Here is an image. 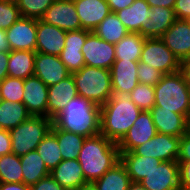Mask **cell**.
<instances>
[{"instance_id":"obj_1","label":"cell","mask_w":190,"mask_h":190,"mask_svg":"<svg viewBox=\"0 0 190 190\" xmlns=\"http://www.w3.org/2000/svg\"><path fill=\"white\" fill-rule=\"evenodd\" d=\"M141 111L130 99V93H112L109 100L100 106V133L118 144Z\"/></svg>"},{"instance_id":"obj_2","label":"cell","mask_w":190,"mask_h":190,"mask_svg":"<svg viewBox=\"0 0 190 190\" xmlns=\"http://www.w3.org/2000/svg\"><path fill=\"white\" fill-rule=\"evenodd\" d=\"M77 160L86 182L93 183L120 161L118 144L101 133L86 137Z\"/></svg>"},{"instance_id":"obj_3","label":"cell","mask_w":190,"mask_h":190,"mask_svg":"<svg viewBox=\"0 0 190 190\" xmlns=\"http://www.w3.org/2000/svg\"><path fill=\"white\" fill-rule=\"evenodd\" d=\"M53 125L84 137L100 133V106L77 95L53 119Z\"/></svg>"},{"instance_id":"obj_4","label":"cell","mask_w":190,"mask_h":190,"mask_svg":"<svg viewBox=\"0 0 190 190\" xmlns=\"http://www.w3.org/2000/svg\"><path fill=\"white\" fill-rule=\"evenodd\" d=\"M155 105L185 115L190 120L189 85L181 71L165 74L154 86Z\"/></svg>"},{"instance_id":"obj_5","label":"cell","mask_w":190,"mask_h":190,"mask_svg":"<svg viewBox=\"0 0 190 190\" xmlns=\"http://www.w3.org/2000/svg\"><path fill=\"white\" fill-rule=\"evenodd\" d=\"M72 76L79 96L99 106L112 96L110 70L85 65Z\"/></svg>"},{"instance_id":"obj_6","label":"cell","mask_w":190,"mask_h":190,"mask_svg":"<svg viewBox=\"0 0 190 190\" xmlns=\"http://www.w3.org/2000/svg\"><path fill=\"white\" fill-rule=\"evenodd\" d=\"M53 120L46 116L31 115L27 120L9 130L12 153L17 156L34 151L51 131Z\"/></svg>"},{"instance_id":"obj_7","label":"cell","mask_w":190,"mask_h":190,"mask_svg":"<svg viewBox=\"0 0 190 190\" xmlns=\"http://www.w3.org/2000/svg\"><path fill=\"white\" fill-rule=\"evenodd\" d=\"M139 61L160 70L164 74L180 71V60L165 45L161 38H145Z\"/></svg>"},{"instance_id":"obj_8","label":"cell","mask_w":190,"mask_h":190,"mask_svg":"<svg viewBox=\"0 0 190 190\" xmlns=\"http://www.w3.org/2000/svg\"><path fill=\"white\" fill-rule=\"evenodd\" d=\"M180 138L157 132L149 141L135 147L132 151L139 156L154 157L161 161H177Z\"/></svg>"},{"instance_id":"obj_9","label":"cell","mask_w":190,"mask_h":190,"mask_svg":"<svg viewBox=\"0 0 190 190\" xmlns=\"http://www.w3.org/2000/svg\"><path fill=\"white\" fill-rule=\"evenodd\" d=\"M85 65L110 70L115 58V46L91 31L82 47Z\"/></svg>"},{"instance_id":"obj_10","label":"cell","mask_w":190,"mask_h":190,"mask_svg":"<svg viewBox=\"0 0 190 190\" xmlns=\"http://www.w3.org/2000/svg\"><path fill=\"white\" fill-rule=\"evenodd\" d=\"M140 183L148 190H179V164L177 161H162Z\"/></svg>"},{"instance_id":"obj_11","label":"cell","mask_w":190,"mask_h":190,"mask_svg":"<svg viewBox=\"0 0 190 190\" xmlns=\"http://www.w3.org/2000/svg\"><path fill=\"white\" fill-rule=\"evenodd\" d=\"M41 20L65 31L81 29V23L72 0H55Z\"/></svg>"},{"instance_id":"obj_12","label":"cell","mask_w":190,"mask_h":190,"mask_svg":"<svg viewBox=\"0 0 190 190\" xmlns=\"http://www.w3.org/2000/svg\"><path fill=\"white\" fill-rule=\"evenodd\" d=\"M157 134L150 111H141L133 126L118 143L119 152H130Z\"/></svg>"},{"instance_id":"obj_13","label":"cell","mask_w":190,"mask_h":190,"mask_svg":"<svg viewBox=\"0 0 190 190\" xmlns=\"http://www.w3.org/2000/svg\"><path fill=\"white\" fill-rule=\"evenodd\" d=\"M37 19L20 17L8 30L6 38L11 50H36Z\"/></svg>"},{"instance_id":"obj_14","label":"cell","mask_w":190,"mask_h":190,"mask_svg":"<svg viewBox=\"0 0 190 190\" xmlns=\"http://www.w3.org/2000/svg\"><path fill=\"white\" fill-rule=\"evenodd\" d=\"M90 32L86 29L66 31L65 45L59 57L71 74L85 66L81 50Z\"/></svg>"},{"instance_id":"obj_15","label":"cell","mask_w":190,"mask_h":190,"mask_svg":"<svg viewBox=\"0 0 190 190\" xmlns=\"http://www.w3.org/2000/svg\"><path fill=\"white\" fill-rule=\"evenodd\" d=\"M33 75L49 87L64 80L71 73L59 56L36 52Z\"/></svg>"},{"instance_id":"obj_16","label":"cell","mask_w":190,"mask_h":190,"mask_svg":"<svg viewBox=\"0 0 190 190\" xmlns=\"http://www.w3.org/2000/svg\"><path fill=\"white\" fill-rule=\"evenodd\" d=\"M23 104L34 116L47 117L48 86L37 76L24 79Z\"/></svg>"},{"instance_id":"obj_17","label":"cell","mask_w":190,"mask_h":190,"mask_svg":"<svg viewBox=\"0 0 190 190\" xmlns=\"http://www.w3.org/2000/svg\"><path fill=\"white\" fill-rule=\"evenodd\" d=\"M157 132L181 138L190 129V120L182 114L153 106L150 110Z\"/></svg>"},{"instance_id":"obj_18","label":"cell","mask_w":190,"mask_h":190,"mask_svg":"<svg viewBox=\"0 0 190 190\" xmlns=\"http://www.w3.org/2000/svg\"><path fill=\"white\" fill-rule=\"evenodd\" d=\"M162 41L180 60L190 57V20H176L162 35Z\"/></svg>"},{"instance_id":"obj_19","label":"cell","mask_w":190,"mask_h":190,"mask_svg":"<svg viewBox=\"0 0 190 190\" xmlns=\"http://www.w3.org/2000/svg\"><path fill=\"white\" fill-rule=\"evenodd\" d=\"M78 95L72 74L57 84L48 87L47 117L54 119L71 99Z\"/></svg>"},{"instance_id":"obj_20","label":"cell","mask_w":190,"mask_h":190,"mask_svg":"<svg viewBox=\"0 0 190 190\" xmlns=\"http://www.w3.org/2000/svg\"><path fill=\"white\" fill-rule=\"evenodd\" d=\"M66 31L37 19L36 52L57 55L65 45Z\"/></svg>"},{"instance_id":"obj_21","label":"cell","mask_w":190,"mask_h":190,"mask_svg":"<svg viewBox=\"0 0 190 190\" xmlns=\"http://www.w3.org/2000/svg\"><path fill=\"white\" fill-rule=\"evenodd\" d=\"M139 61L115 60L110 68L112 93H130L139 83L137 68Z\"/></svg>"},{"instance_id":"obj_22","label":"cell","mask_w":190,"mask_h":190,"mask_svg":"<svg viewBox=\"0 0 190 190\" xmlns=\"http://www.w3.org/2000/svg\"><path fill=\"white\" fill-rule=\"evenodd\" d=\"M81 29L93 31L111 12L106 0L74 1Z\"/></svg>"},{"instance_id":"obj_23","label":"cell","mask_w":190,"mask_h":190,"mask_svg":"<svg viewBox=\"0 0 190 190\" xmlns=\"http://www.w3.org/2000/svg\"><path fill=\"white\" fill-rule=\"evenodd\" d=\"M176 20L174 9L152 7L147 10L146 25H142V36L161 38Z\"/></svg>"},{"instance_id":"obj_24","label":"cell","mask_w":190,"mask_h":190,"mask_svg":"<svg viewBox=\"0 0 190 190\" xmlns=\"http://www.w3.org/2000/svg\"><path fill=\"white\" fill-rule=\"evenodd\" d=\"M50 175L66 190H77L87 184L77 159L62 160L50 171Z\"/></svg>"},{"instance_id":"obj_25","label":"cell","mask_w":190,"mask_h":190,"mask_svg":"<svg viewBox=\"0 0 190 190\" xmlns=\"http://www.w3.org/2000/svg\"><path fill=\"white\" fill-rule=\"evenodd\" d=\"M120 161L125 166L131 182H140L162 162L154 157L139 156L133 151L120 152Z\"/></svg>"},{"instance_id":"obj_26","label":"cell","mask_w":190,"mask_h":190,"mask_svg":"<svg viewBox=\"0 0 190 190\" xmlns=\"http://www.w3.org/2000/svg\"><path fill=\"white\" fill-rule=\"evenodd\" d=\"M150 8L145 0H135L132 5L115 14L130 33L142 35V25H146L147 10Z\"/></svg>"},{"instance_id":"obj_27","label":"cell","mask_w":190,"mask_h":190,"mask_svg":"<svg viewBox=\"0 0 190 190\" xmlns=\"http://www.w3.org/2000/svg\"><path fill=\"white\" fill-rule=\"evenodd\" d=\"M36 51L11 50L8 60V76L26 79L34 73Z\"/></svg>"},{"instance_id":"obj_28","label":"cell","mask_w":190,"mask_h":190,"mask_svg":"<svg viewBox=\"0 0 190 190\" xmlns=\"http://www.w3.org/2000/svg\"><path fill=\"white\" fill-rule=\"evenodd\" d=\"M22 167L23 183L28 186L36 184L40 179L50 175L40 154L36 150L28 152L26 155L20 156Z\"/></svg>"},{"instance_id":"obj_29","label":"cell","mask_w":190,"mask_h":190,"mask_svg":"<svg viewBox=\"0 0 190 190\" xmlns=\"http://www.w3.org/2000/svg\"><path fill=\"white\" fill-rule=\"evenodd\" d=\"M131 179L121 161L94 181L97 190H128Z\"/></svg>"},{"instance_id":"obj_30","label":"cell","mask_w":190,"mask_h":190,"mask_svg":"<svg viewBox=\"0 0 190 190\" xmlns=\"http://www.w3.org/2000/svg\"><path fill=\"white\" fill-rule=\"evenodd\" d=\"M31 114L23 103L0 100V126L10 130L27 120Z\"/></svg>"},{"instance_id":"obj_31","label":"cell","mask_w":190,"mask_h":190,"mask_svg":"<svg viewBox=\"0 0 190 190\" xmlns=\"http://www.w3.org/2000/svg\"><path fill=\"white\" fill-rule=\"evenodd\" d=\"M51 132L56 136L63 160L78 159L79 152L86 137L64 131L52 125Z\"/></svg>"},{"instance_id":"obj_32","label":"cell","mask_w":190,"mask_h":190,"mask_svg":"<svg viewBox=\"0 0 190 190\" xmlns=\"http://www.w3.org/2000/svg\"><path fill=\"white\" fill-rule=\"evenodd\" d=\"M145 37L139 33H128L115 46L116 60L139 61Z\"/></svg>"},{"instance_id":"obj_33","label":"cell","mask_w":190,"mask_h":190,"mask_svg":"<svg viewBox=\"0 0 190 190\" xmlns=\"http://www.w3.org/2000/svg\"><path fill=\"white\" fill-rule=\"evenodd\" d=\"M93 32L102 40L112 44L118 43L129 33L114 12H110Z\"/></svg>"},{"instance_id":"obj_34","label":"cell","mask_w":190,"mask_h":190,"mask_svg":"<svg viewBox=\"0 0 190 190\" xmlns=\"http://www.w3.org/2000/svg\"><path fill=\"white\" fill-rule=\"evenodd\" d=\"M35 150L40 154L49 171H52L63 160L58 140L51 131L37 145Z\"/></svg>"},{"instance_id":"obj_35","label":"cell","mask_w":190,"mask_h":190,"mask_svg":"<svg viewBox=\"0 0 190 190\" xmlns=\"http://www.w3.org/2000/svg\"><path fill=\"white\" fill-rule=\"evenodd\" d=\"M0 182L22 183V167L20 156L13 153L0 156Z\"/></svg>"},{"instance_id":"obj_36","label":"cell","mask_w":190,"mask_h":190,"mask_svg":"<svg viewBox=\"0 0 190 190\" xmlns=\"http://www.w3.org/2000/svg\"><path fill=\"white\" fill-rule=\"evenodd\" d=\"M24 79L7 76L0 82V99L23 103Z\"/></svg>"},{"instance_id":"obj_37","label":"cell","mask_w":190,"mask_h":190,"mask_svg":"<svg viewBox=\"0 0 190 190\" xmlns=\"http://www.w3.org/2000/svg\"><path fill=\"white\" fill-rule=\"evenodd\" d=\"M130 99L142 111H150L155 105L154 86L138 83L137 86L130 92Z\"/></svg>"},{"instance_id":"obj_38","label":"cell","mask_w":190,"mask_h":190,"mask_svg":"<svg viewBox=\"0 0 190 190\" xmlns=\"http://www.w3.org/2000/svg\"><path fill=\"white\" fill-rule=\"evenodd\" d=\"M55 0H16L22 17L41 19Z\"/></svg>"},{"instance_id":"obj_39","label":"cell","mask_w":190,"mask_h":190,"mask_svg":"<svg viewBox=\"0 0 190 190\" xmlns=\"http://www.w3.org/2000/svg\"><path fill=\"white\" fill-rule=\"evenodd\" d=\"M20 17L16 0H0V29L8 30Z\"/></svg>"},{"instance_id":"obj_40","label":"cell","mask_w":190,"mask_h":190,"mask_svg":"<svg viewBox=\"0 0 190 190\" xmlns=\"http://www.w3.org/2000/svg\"><path fill=\"white\" fill-rule=\"evenodd\" d=\"M164 75L160 70L147 66L143 62H138L137 76L139 83L155 86Z\"/></svg>"},{"instance_id":"obj_41","label":"cell","mask_w":190,"mask_h":190,"mask_svg":"<svg viewBox=\"0 0 190 190\" xmlns=\"http://www.w3.org/2000/svg\"><path fill=\"white\" fill-rule=\"evenodd\" d=\"M30 188L31 190H66L51 175L40 179L36 184L30 186Z\"/></svg>"},{"instance_id":"obj_42","label":"cell","mask_w":190,"mask_h":190,"mask_svg":"<svg viewBox=\"0 0 190 190\" xmlns=\"http://www.w3.org/2000/svg\"><path fill=\"white\" fill-rule=\"evenodd\" d=\"M174 12L178 20H190V0H176Z\"/></svg>"},{"instance_id":"obj_43","label":"cell","mask_w":190,"mask_h":190,"mask_svg":"<svg viewBox=\"0 0 190 190\" xmlns=\"http://www.w3.org/2000/svg\"><path fill=\"white\" fill-rule=\"evenodd\" d=\"M190 160V129L180 138L179 156L177 161Z\"/></svg>"},{"instance_id":"obj_44","label":"cell","mask_w":190,"mask_h":190,"mask_svg":"<svg viewBox=\"0 0 190 190\" xmlns=\"http://www.w3.org/2000/svg\"><path fill=\"white\" fill-rule=\"evenodd\" d=\"M177 162L179 164L180 187L190 188V160Z\"/></svg>"},{"instance_id":"obj_45","label":"cell","mask_w":190,"mask_h":190,"mask_svg":"<svg viewBox=\"0 0 190 190\" xmlns=\"http://www.w3.org/2000/svg\"><path fill=\"white\" fill-rule=\"evenodd\" d=\"M12 153L11 138L9 130L3 129L0 131V156Z\"/></svg>"},{"instance_id":"obj_46","label":"cell","mask_w":190,"mask_h":190,"mask_svg":"<svg viewBox=\"0 0 190 190\" xmlns=\"http://www.w3.org/2000/svg\"><path fill=\"white\" fill-rule=\"evenodd\" d=\"M109 4L110 11L116 12L122 10L134 3L135 0H106Z\"/></svg>"},{"instance_id":"obj_47","label":"cell","mask_w":190,"mask_h":190,"mask_svg":"<svg viewBox=\"0 0 190 190\" xmlns=\"http://www.w3.org/2000/svg\"><path fill=\"white\" fill-rule=\"evenodd\" d=\"M9 52H0V82L8 76Z\"/></svg>"},{"instance_id":"obj_48","label":"cell","mask_w":190,"mask_h":190,"mask_svg":"<svg viewBox=\"0 0 190 190\" xmlns=\"http://www.w3.org/2000/svg\"><path fill=\"white\" fill-rule=\"evenodd\" d=\"M0 190H31L25 183H1Z\"/></svg>"},{"instance_id":"obj_49","label":"cell","mask_w":190,"mask_h":190,"mask_svg":"<svg viewBox=\"0 0 190 190\" xmlns=\"http://www.w3.org/2000/svg\"><path fill=\"white\" fill-rule=\"evenodd\" d=\"M149 6L152 7H166L170 9H174L176 0H145Z\"/></svg>"},{"instance_id":"obj_50","label":"cell","mask_w":190,"mask_h":190,"mask_svg":"<svg viewBox=\"0 0 190 190\" xmlns=\"http://www.w3.org/2000/svg\"><path fill=\"white\" fill-rule=\"evenodd\" d=\"M180 71L183 73L185 80L190 83V57L181 61Z\"/></svg>"},{"instance_id":"obj_51","label":"cell","mask_w":190,"mask_h":190,"mask_svg":"<svg viewBox=\"0 0 190 190\" xmlns=\"http://www.w3.org/2000/svg\"><path fill=\"white\" fill-rule=\"evenodd\" d=\"M11 48L6 38V30L0 29V52H10Z\"/></svg>"},{"instance_id":"obj_52","label":"cell","mask_w":190,"mask_h":190,"mask_svg":"<svg viewBox=\"0 0 190 190\" xmlns=\"http://www.w3.org/2000/svg\"><path fill=\"white\" fill-rule=\"evenodd\" d=\"M128 190H148L140 182H131Z\"/></svg>"},{"instance_id":"obj_53","label":"cell","mask_w":190,"mask_h":190,"mask_svg":"<svg viewBox=\"0 0 190 190\" xmlns=\"http://www.w3.org/2000/svg\"><path fill=\"white\" fill-rule=\"evenodd\" d=\"M77 190H97L96 186L93 183H87L85 185H82Z\"/></svg>"},{"instance_id":"obj_54","label":"cell","mask_w":190,"mask_h":190,"mask_svg":"<svg viewBox=\"0 0 190 190\" xmlns=\"http://www.w3.org/2000/svg\"><path fill=\"white\" fill-rule=\"evenodd\" d=\"M179 190H190V188L180 187Z\"/></svg>"}]
</instances>
